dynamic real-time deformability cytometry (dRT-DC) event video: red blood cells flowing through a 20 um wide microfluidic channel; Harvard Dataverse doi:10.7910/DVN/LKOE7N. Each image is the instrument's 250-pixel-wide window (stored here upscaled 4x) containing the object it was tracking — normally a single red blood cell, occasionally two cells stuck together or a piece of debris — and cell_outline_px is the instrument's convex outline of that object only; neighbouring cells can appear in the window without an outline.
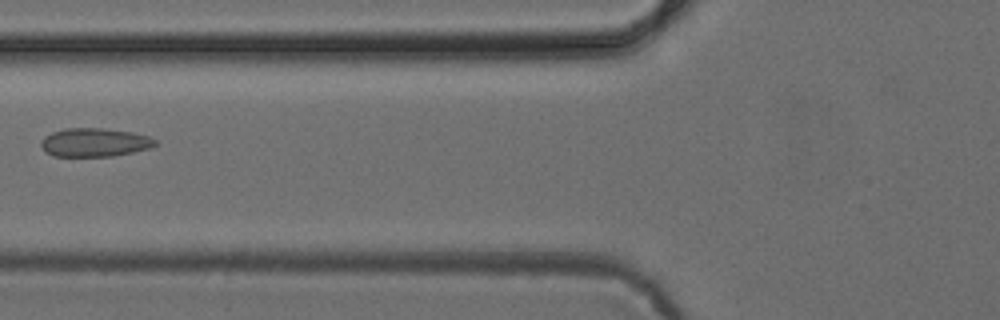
{"species": "common noctule bat (a hibernating species)", "species_latin": "Nyctalus noctula", "temperature_condition": "cold", "stored_images_in_passage": 6, "camera_frame_rate_fps": 3000, "um_per_image_px": 0.085, "animal": {"sex": "female", "body_mass_g": 24.6, "forearm_length_mm": 56.2}, "frame": {"image": 1, "passage_image": 6, "time_ms": 5.667, "image_size_px": [1000, 320], "cell_outline_px": [[156, 144], [152, 148], [112, 156], [52, 156], [44, 152], [40, 144], [40, 140], [44, 136], [52, 132], [64, 128], [100, 128], [132, 132], [148, 136], [156, 140]], "centroid_in_image_um": [8.0, 12.1], "position_along_channel_um": 117.8, "area_um2": 19.13}}